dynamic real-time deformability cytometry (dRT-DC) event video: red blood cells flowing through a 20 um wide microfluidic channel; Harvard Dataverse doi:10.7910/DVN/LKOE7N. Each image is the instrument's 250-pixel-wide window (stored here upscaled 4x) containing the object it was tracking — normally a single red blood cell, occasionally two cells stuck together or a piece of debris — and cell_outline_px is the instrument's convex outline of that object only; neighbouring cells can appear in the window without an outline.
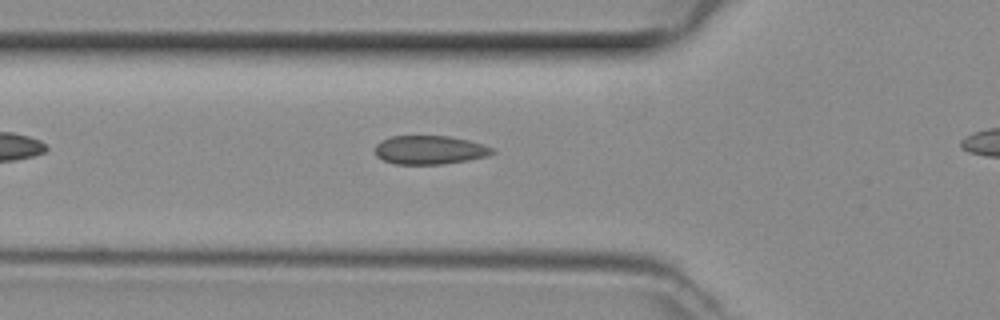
{"species": "common noctule bat (a hibernating species)", "species_latin": "Nyctalus noctula", "temperature_condition": "room temperature", "stored_images_in_passage": 30, "camera_frame_rate_fps": 3000, "um_per_image_px": 0.085, "animal": {"sex": "female", "body_mass_g": 29.2, "forearm_length_mm": 56.3}, "frame": {"image": 1, "passage_image": 7, "time_ms": 2.0, "image_size_px": [1000, 320], "cell_outline_px": [[496, 152], [488, 156], [468, 160], [440, 164], [396, 164], [384, 160], [376, 156], [376, 144], [380, 140], [392, 136], [452, 136], [484, 144], [492, 148]], "centroid_in_image_um": [36.54, 12.74], "position_along_channel_um": 89.3, "area_um2": 19.65}}
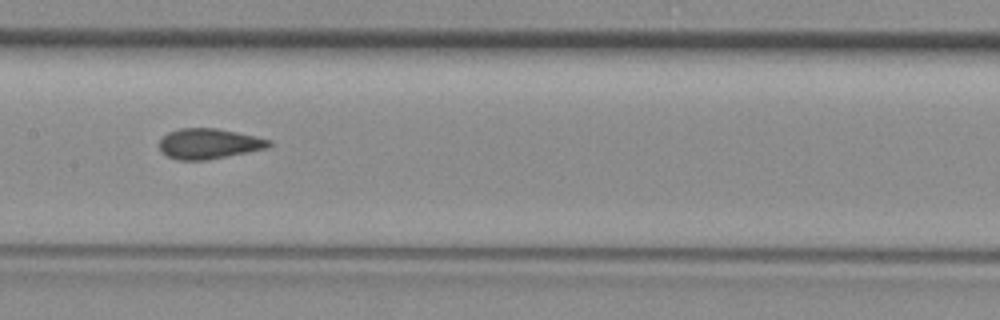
{"frame": {"image": 2, "passage_image": 14, "time_ms": 4.333, "image_size_px": [1000, 320], "cell_outline_px": [[272, 144], [264, 148], [204, 160], [176, 160], [160, 152], [160, 140], [168, 132], [180, 128], [216, 128], [236, 132], [272, 140]], "centroid_in_image_um": [17.69, 12.2], "position_along_channel_um": 189.7, "area_um2": 19.02}}
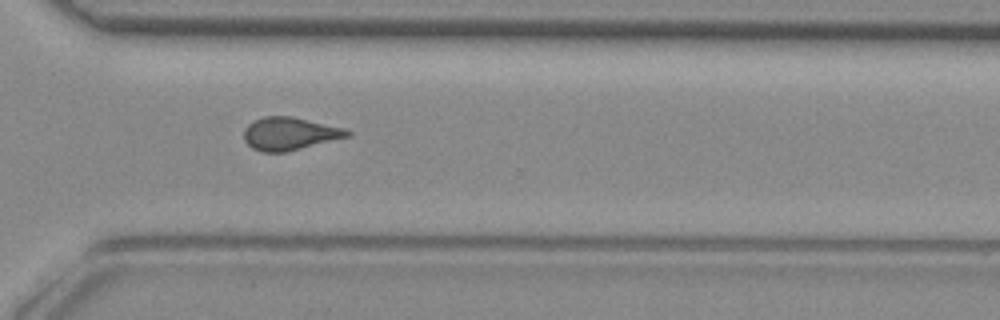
{"frame": {"image": 3, "passage_image": 25, "time_ms": 8.0, "image_size_px": [1000, 320], "cell_outline_px": [[352, 136], [284, 152], [260, 152], [252, 148], [244, 140], [244, 128], [252, 120], [264, 116], [292, 116], [344, 128], [352, 132]], "centroid_in_image_um": [24.61, 11.35], "position_along_channel_um": 346.0, "area_um2": 19.88}}